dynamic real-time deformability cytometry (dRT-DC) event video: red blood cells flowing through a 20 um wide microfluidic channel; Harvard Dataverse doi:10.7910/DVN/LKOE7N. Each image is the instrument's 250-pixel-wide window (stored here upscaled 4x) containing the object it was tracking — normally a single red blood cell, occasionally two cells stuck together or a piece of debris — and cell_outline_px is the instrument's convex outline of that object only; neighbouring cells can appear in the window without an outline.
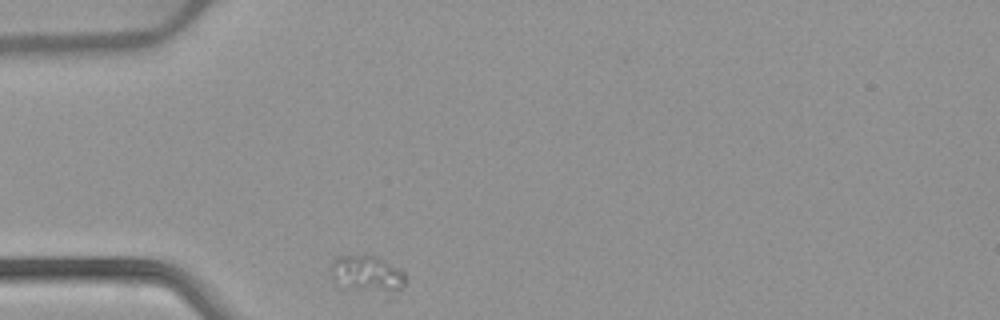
{"species": "common noctule bat (a hibernating species)", "species_latin": "Nyctalus noctula", "temperature_condition": "warm", "stored_images_in_passage": 31, "camera_frame_rate_fps": 3000, "um_per_image_px": 0.085, "animal": {"sex": "female", "body_mass_g": 22.7, "forearm_length_mm": 54.2}, "frame": {"image": 1, "passage_image": 1, "time_ms": 0.0, "image_size_px": [1000, 320], "cell_outline_px": [[404, 284], [396, 300], [388, 300], [344, 288], [332, 276], [332, 260], [336, 256], [372, 256], [400, 268], [404, 272]], "centroid_in_image_um": [31.33, 23.47], "position_along_channel_um": 53.7, "area_um2": 17.28}}
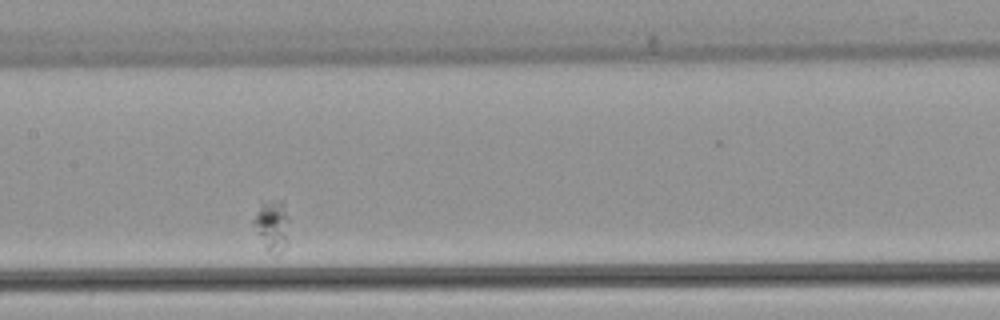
{"frame": {"image": 2, "passage_image": 14, "time_ms": 4.333, "image_size_px": [1000, 320], "cell_outline_px": [[288, 244], [280, 252], [268, 252], [252, 224], [252, 220], [260, 204], [272, 200], [284, 200], [288, 216]], "centroid_in_image_um": [23.15, 19.13], "position_along_channel_um": 184.3, "area_um2": 10.58}}
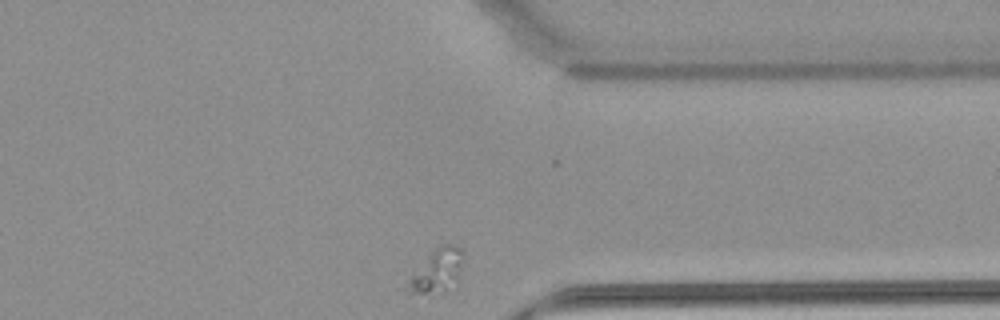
{"frame": {"image": 3, "passage_image": 31, "time_ms": 10.0, "image_size_px": [1000, 320], "cell_outline_px": [[460, 264], [456, 288], [444, 292], [420, 292], [412, 288], [408, 284], [412, 276], [432, 252], [440, 244], [456, 244], [460, 248]], "centroid_in_image_um": [37.26, 22.99], "position_along_channel_um": 374.1, "area_um2": 12.89}}